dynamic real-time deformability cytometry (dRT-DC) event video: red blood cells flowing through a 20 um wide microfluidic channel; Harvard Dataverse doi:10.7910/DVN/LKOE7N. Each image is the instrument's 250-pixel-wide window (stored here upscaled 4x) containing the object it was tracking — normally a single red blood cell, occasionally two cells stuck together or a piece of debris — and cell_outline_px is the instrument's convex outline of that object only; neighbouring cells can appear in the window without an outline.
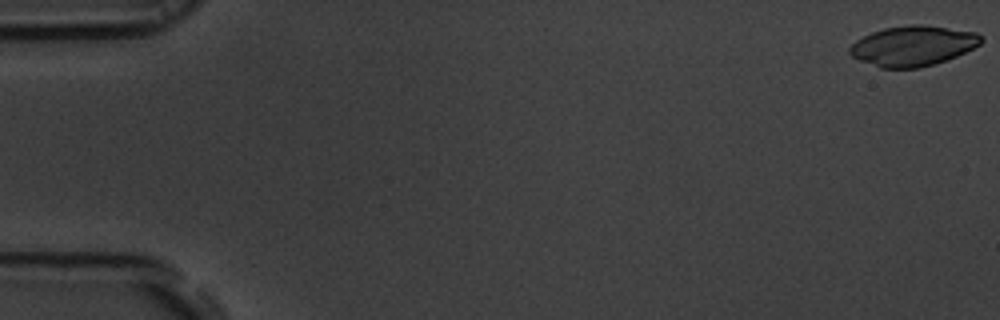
{"species": "common noctule bat (a hibernating species)", "species_latin": "Nyctalus noctula", "temperature_condition": "room temperature", "stored_images_in_passage": 21, "camera_frame_rate_fps": 3000, "um_per_image_px": 0.085, "animal": {"sex": "male", "body_mass_g": 19.5, "forearm_length_mm": 54.6}, "frame": {"image": 1, "passage_image": 1, "time_ms": 0.0, "image_size_px": [1000, 320], "cell_outline_px": [[984, 40], [980, 44], [956, 56], [920, 68], [880, 68], [860, 60], [852, 56], [848, 52], [848, 48], [856, 40], [872, 32], [884, 28], [908, 24], [920, 24], [976, 32], [984, 36]], "centroid_in_image_um": [77.59, 3.89], "position_along_channel_um": 7.4, "area_um2": 30.63}}